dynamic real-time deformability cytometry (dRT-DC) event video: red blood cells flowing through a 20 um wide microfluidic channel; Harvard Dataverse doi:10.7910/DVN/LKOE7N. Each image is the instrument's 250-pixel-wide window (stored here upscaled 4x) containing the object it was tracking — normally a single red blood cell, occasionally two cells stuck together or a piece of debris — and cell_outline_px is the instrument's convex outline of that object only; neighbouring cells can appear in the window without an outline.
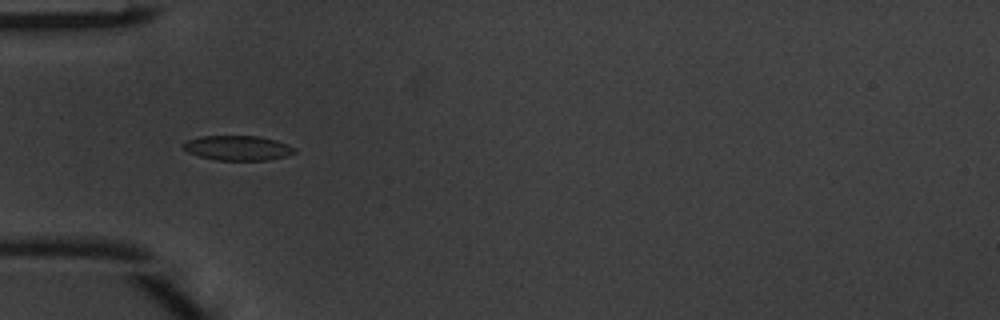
{"species": "common noctule bat (a hibernating species)", "species_latin": "Nyctalus noctula", "temperature_condition": "warm", "stored_images_in_passage": 5, "camera_frame_rate_fps": 3000, "um_per_image_px": 0.085, "animal": {"sex": "male", "body_mass_g": 20.1, "forearm_length_mm": 53.5}, "frame": {"image": 1, "passage_image": 4, "time_ms": 1.0, "image_size_px": [1000, 320], "cell_outline_px": [[296, 152], [284, 156], [268, 160], [216, 160], [200, 156], [188, 152], [180, 144], [188, 140], [200, 136], [260, 136], [276, 140], [288, 144], [296, 148]], "centroid_in_image_um": [20.21, 12.57], "position_along_channel_um": 64.8, "area_um2": 16.07}}